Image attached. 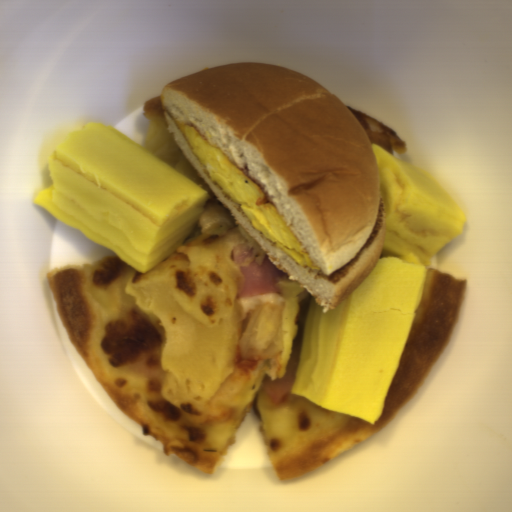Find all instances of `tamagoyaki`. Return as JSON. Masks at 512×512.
<instances>
[{
	"label": "tamagoyaki",
	"instance_id": "81b7327e",
	"mask_svg": "<svg viewBox=\"0 0 512 512\" xmlns=\"http://www.w3.org/2000/svg\"><path fill=\"white\" fill-rule=\"evenodd\" d=\"M385 208L377 264L328 311L310 301L291 389L330 412L375 423L395 376L434 255L467 217L436 179L372 144Z\"/></svg>",
	"mask_w": 512,
	"mask_h": 512
},
{
	"label": "tamagoyaki",
	"instance_id": "833754b4",
	"mask_svg": "<svg viewBox=\"0 0 512 512\" xmlns=\"http://www.w3.org/2000/svg\"><path fill=\"white\" fill-rule=\"evenodd\" d=\"M33 202L137 272L187 241L207 191L111 125L87 123L47 158Z\"/></svg>",
	"mask_w": 512,
	"mask_h": 512
}]
</instances>
